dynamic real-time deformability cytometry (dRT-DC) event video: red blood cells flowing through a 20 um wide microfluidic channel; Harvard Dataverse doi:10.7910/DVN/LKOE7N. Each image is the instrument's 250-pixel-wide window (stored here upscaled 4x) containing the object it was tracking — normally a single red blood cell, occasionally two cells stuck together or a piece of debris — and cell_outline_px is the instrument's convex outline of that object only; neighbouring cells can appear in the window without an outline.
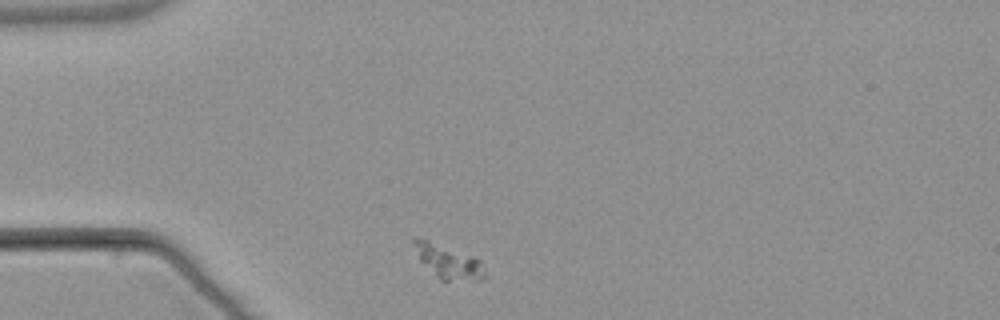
{"species": "common noctule bat (a hibernating species)", "species_latin": "Nyctalus noctula", "temperature_condition": "warm", "stored_images_in_passage": 5, "camera_frame_rate_fps": 3000, "um_per_image_px": 0.085, "animal": {"sex": "male", "body_mass_g": 21.5, "forearm_length_mm": 52.0}, "frame": {"image": 1, "passage_image": 1, "time_ms": 0.0, "image_size_px": [1000, 320], "cell_outline_px": [[484, 280], [440, 280], [420, 260], [412, 244], [412, 236], [416, 236], [476, 256], [480, 260], [484, 268]], "centroid_in_image_um": [38.09, 22.2], "position_along_channel_um": 46.9, "area_um2": 14.05}}
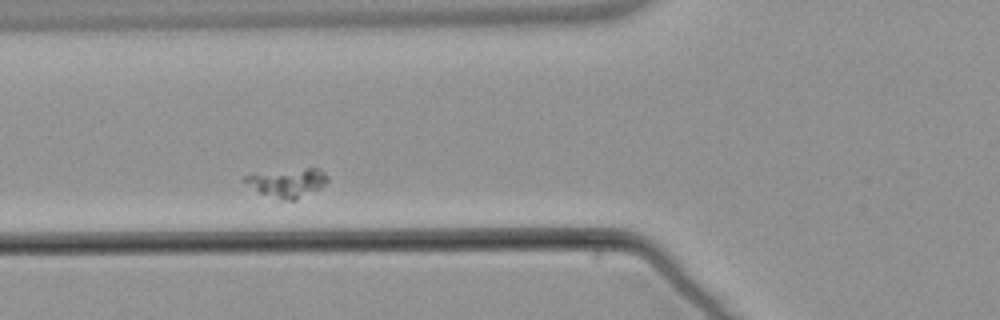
{"frame": {"image": 2, "passage_image": 3, "time_ms": 2.333, "image_size_px": [1000, 320], "cell_outline_px": [[328, 180], [320, 188], [296, 200], [284, 200], [260, 192], [240, 180], [244, 176], [256, 172], [304, 168], [320, 168], [328, 176]], "centroid_in_image_um": [24.42, 15.5], "position_along_channel_um": 101.4, "area_um2": 13.93}}